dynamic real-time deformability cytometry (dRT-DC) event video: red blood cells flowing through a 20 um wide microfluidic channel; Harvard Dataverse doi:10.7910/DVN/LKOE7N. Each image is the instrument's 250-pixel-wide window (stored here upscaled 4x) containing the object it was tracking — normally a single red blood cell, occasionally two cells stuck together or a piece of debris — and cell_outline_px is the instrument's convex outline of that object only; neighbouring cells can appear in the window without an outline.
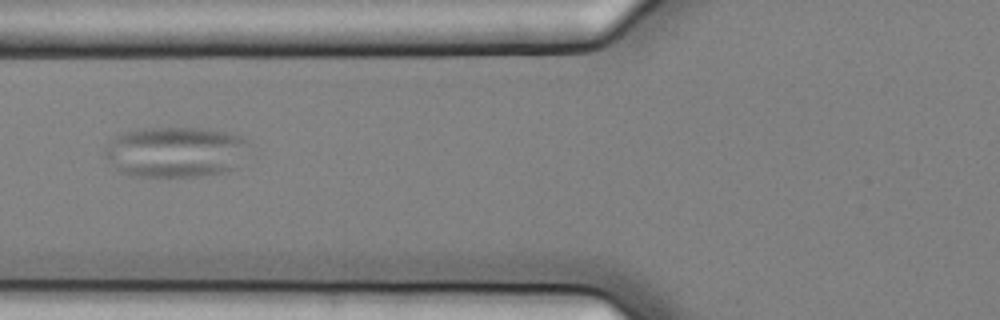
{"species": "common noctule bat (a hibernating species)", "species_latin": "Nyctalus noctula", "temperature_condition": "cold", "stored_images_in_passage": 5, "camera_frame_rate_fps": 3000, "um_per_image_px": 0.085, "animal": {"sex": "female", "body_mass_g": 25.1}, "frame": {"image": 1, "passage_image": 5, "time_ms": 1.333, "image_size_px": [1000, 320], "cell_outline_px": [[252, 144], [232, 168], [228, 172], [200, 176], [136, 176], [120, 172], [104, 156], [104, 148], [116, 136], [124, 132], [144, 128], [208, 128], [228, 132], [240, 136], [248, 140]], "centroid_in_image_um": [14.93, 12.9], "position_along_channel_um": 110.9, "area_um2": 42.6}}